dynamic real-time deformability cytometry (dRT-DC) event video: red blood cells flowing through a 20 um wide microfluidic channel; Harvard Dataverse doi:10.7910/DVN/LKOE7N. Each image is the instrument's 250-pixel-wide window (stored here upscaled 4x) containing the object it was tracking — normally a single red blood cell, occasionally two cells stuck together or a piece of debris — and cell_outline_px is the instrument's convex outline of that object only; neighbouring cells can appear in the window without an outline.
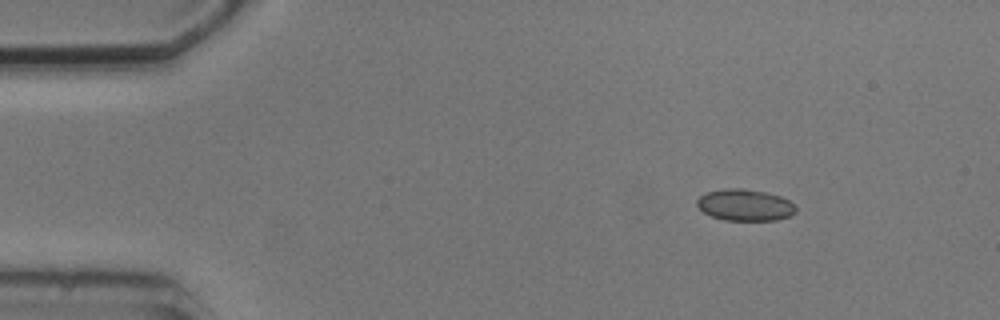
{"species": "common noctule bat (a hibernating species)", "species_latin": "Nyctalus noctula", "temperature_condition": "cold", "stored_images_in_passage": 3, "camera_frame_rate_fps": 3000, "um_per_image_px": 0.085, "animal": {"sex": "male", "body_mass_g": 20.5, "forearm_length_mm": 52.5}, "frame": {"image": 1, "passage_image": 1, "time_ms": 0.0, "image_size_px": [1000, 320], "cell_outline_px": [[796, 212], [788, 216], [776, 220], [724, 220], [712, 216], [704, 212], [696, 204], [696, 200], [700, 196], [708, 192], [724, 188], [740, 188], [764, 192], [780, 196], [788, 200], [796, 208]], "centroid_in_image_um": [63.3, 17.42], "position_along_channel_um": 21.7, "area_um2": 17.98}}